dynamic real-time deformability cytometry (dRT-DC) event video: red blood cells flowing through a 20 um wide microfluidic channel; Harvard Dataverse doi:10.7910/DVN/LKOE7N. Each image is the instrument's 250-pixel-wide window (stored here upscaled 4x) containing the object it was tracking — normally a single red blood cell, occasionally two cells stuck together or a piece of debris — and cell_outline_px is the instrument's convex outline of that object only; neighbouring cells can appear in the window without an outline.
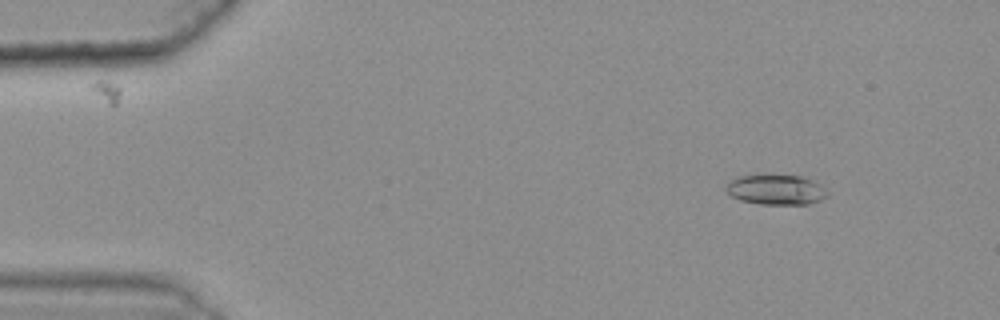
{"species": "common noctule bat (a hibernating species)", "species_latin": "Nyctalus noctula", "temperature_condition": "warm", "stored_images_in_passage": 50, "camera_frame_rate_fps": 3000, "um_per_image_px": 0.085, "animal": {"sex": "female", "body_mass_g": 25.1}, "frame": {"image": 1, "passage_image": 7, "time_ms": 2.0, "image_size_px": [1000, 320], "cell_outline_px": [[828, 196], [820, 200], [808, 204], [760, 204], [740, 200], [732, 196], [724, 188], [736, 176], [756, 172], [800, 176], [812, 180], [820, 184], [828, 192]], "centroid_in_image_um": [65.93, 16.07], "position_along_channel_um": 19.1, "area_um2": 18.38}}
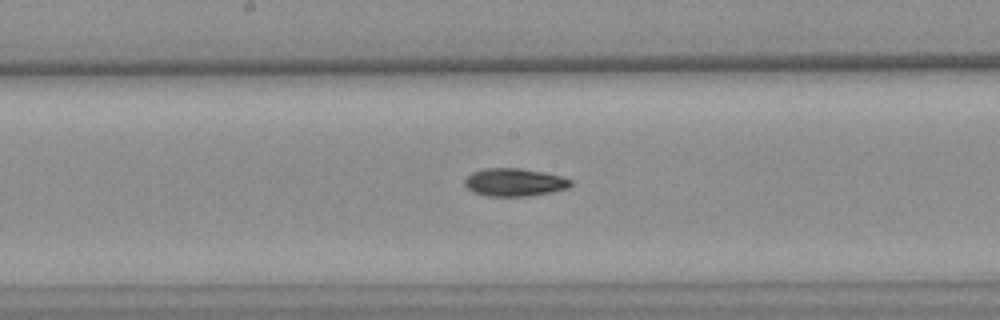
{"frame": {"image": 2, "passage_image": 30, "time_ms": 9.667, "image_size_px": [1000, 320], "cell_outline_px": [[572, 184], [568, 188], [552, 192], [528, 196], [488, 196], [472, 192], [464, 184], [464, 180], [472, 172], [484, 168], [520, 168], [544, 172], [560, 176], [572, 180]], "centroid_in_image_um": [43.72, 15.49], "position_along_channel_um": 204.5, "area_um2": 17.28}}
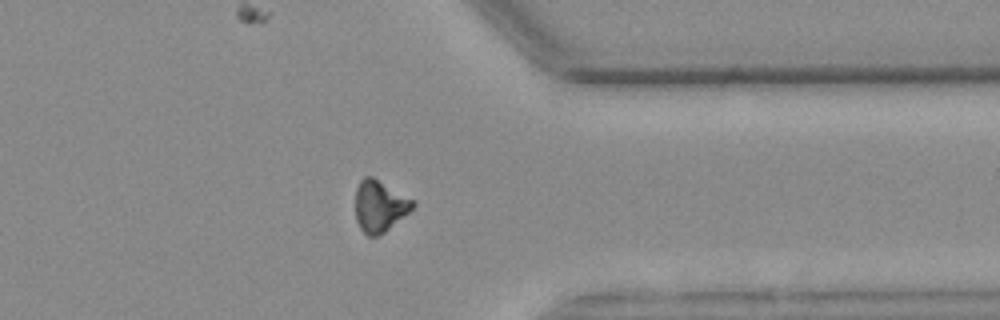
{"frame": {"image": 3, "passage_image": 45, "time_ms": 14.667, "image_size_px": [1000, 320], "cell_outline_px": [[416, 204], [408, 212], [384, 232], [376, 236], [368, 236], [360, 228], [356, 220], [356, 188], [360, 180], [364, 176], [372, 176], [416, 200]], "centroid_in_image_um": [32.27, 17.49], "position_along_channel_um": 379.1, "area_um2": 17.17}, "authors_computed_cell_mechanics": {"area_um2": 17.2822, "velocity_mm_per_s": 3.6233, "shape_relaxation_time_tau1_ms": 9.8007, "shape_relaxation_time_tau2_ms": null, "deformation_change_tau1": 0.1976, "deformation_change_tau2": null}}